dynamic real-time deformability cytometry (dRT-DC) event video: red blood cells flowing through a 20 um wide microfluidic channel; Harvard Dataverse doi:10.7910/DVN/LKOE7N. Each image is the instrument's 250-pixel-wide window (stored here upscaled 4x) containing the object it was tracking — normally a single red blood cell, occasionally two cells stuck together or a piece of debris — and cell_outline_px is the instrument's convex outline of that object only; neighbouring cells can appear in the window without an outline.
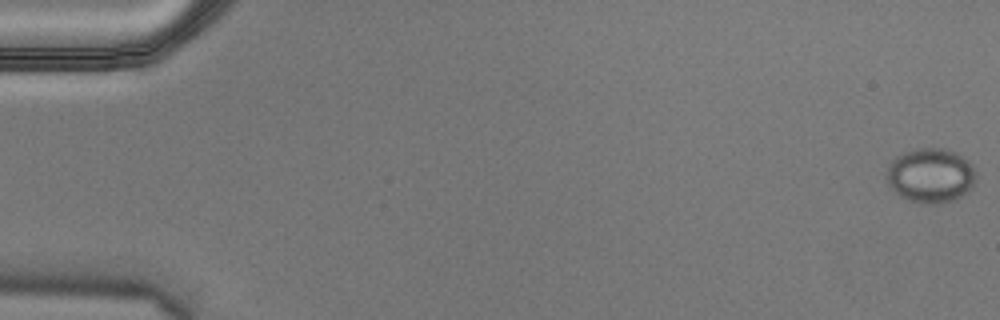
{"species": "Egyptian fruit bat (a non-hibernating species)", "species_latin": "Rousettus aegyptiacus", "temperature_condition": "cold", "stored_images_in_passage": 55, "camera_frame_rate_fps": 3000, "um_per_image_px": 0.085, "animal": {"sex": "male"}, "frame": {"image": 1, "passage_image": 1, "time_ms": 0.0, "image_size_px": [1000, 320], "cell_outline_px": [[976, 180], [972, 188], [968, 192], [956, 200], [936, 204], [920, 204], [908, 200], [900, 196], [888, 184], [888, 164], [896, 156], [904, 152], [916, 148], [944, 148], [956, 152], [968, 160], [972, 164], [976, 172]], "centroid_in_image_um": [79.14, 14.92], "position_along_channel_um": 5.9, "area_um2": 28.84}}
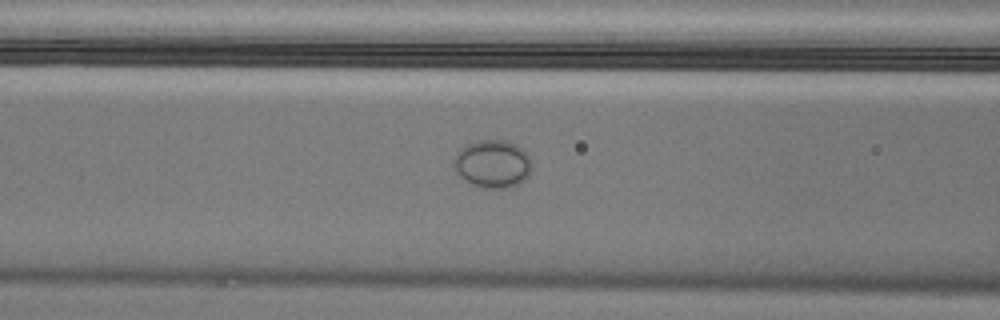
{"frame": {"image": 2, "passage_image": 23, "time_ms": 7.333, "image_size_px": [1000, 320], "cell_outline_px": [[532, 168], [528, 176], [520, 184], [508, 188], [484, 188], [472, 184], [460, 176], [456, 172], [452, 164], [452, 160], [456, 152], [460, 148], [476, 140], [508, 140], [516, 144], [532, 160]], "centroid_in_image_um": [41.86, 13.93], "position_along_channel_um": 124.7, "area_um2": 22.08}}
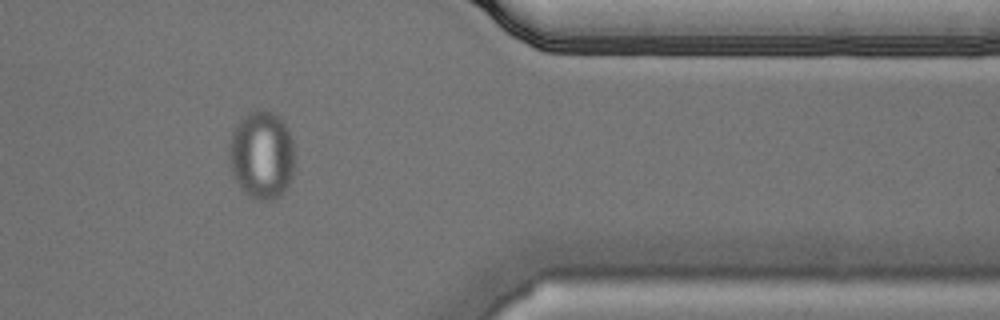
{"frame": {"image": 3, "passage_image": 46, "time_ms": 15.0, "image_size_px": [1000, 320], "cell_outline_px": [[292, 176], [284, 192], [276, 200], [256, 200], [248, 196], [240, 188], [232, 176], [228, 160], [228, 140], [236, 124], [252, 108], [260, 108], [276, 112], [280, 116], [288, 128], [292, 136]], "centroid_in_image_um": [22.2, 13.14], "position_along_channel_um": 389.2, "area_um2": 34.62}, "authors_computed_cell_mechanics": {"area_um2": 26.4724, "velocity_mm_per_s": 3.6615, "shape_relaxation_time_tau1_ms": 6.9629, "shape_relaxation_time_tau2_ms": null, "deformation_change_tau1": 0.0335, "deformation_change_tau2": null}}